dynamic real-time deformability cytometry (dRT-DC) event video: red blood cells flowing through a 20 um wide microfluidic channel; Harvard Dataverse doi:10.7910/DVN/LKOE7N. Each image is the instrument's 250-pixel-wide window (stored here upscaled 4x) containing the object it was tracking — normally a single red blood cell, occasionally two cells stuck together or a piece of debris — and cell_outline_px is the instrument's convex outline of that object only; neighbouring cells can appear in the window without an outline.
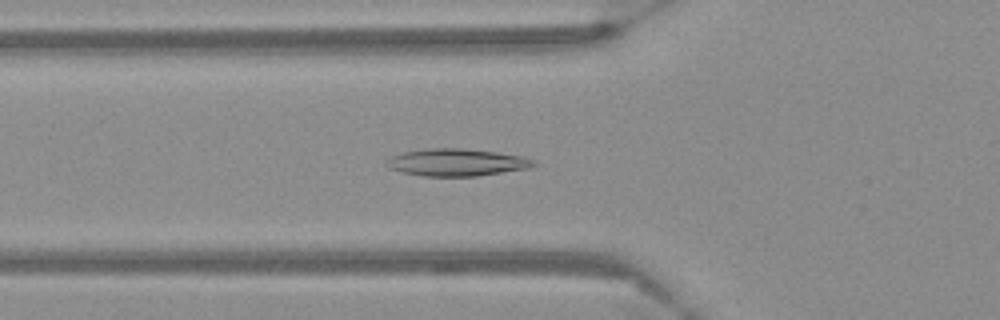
{"species": "Egyptian fruit bat (a non-hibernating species)", "species_latin": "Rousettus aegyptiacus", "temperature_condition": "warm", "stored_images_in_passage": 56, "camera_frame_rate_fps": 3000, "um_per_image_px": 0.085, "frame": {"image": 1, "passage_image": 20, "time_ms": 6.333, "image_size_px": [1000, 320], "cell_outline_px": [[536, 164], [528, 168], [476, 176], [424, 176], [400, 172], [388, 168], [384, 164], [392, 156], [404, 152], [428, 148], [464, 148], [496, 152], [524, 156], [536, 160]], "centroid_in_image_um": [38.81, 13.8], "position_along_channel_um": 87.0, "area_um2": 23.41}}
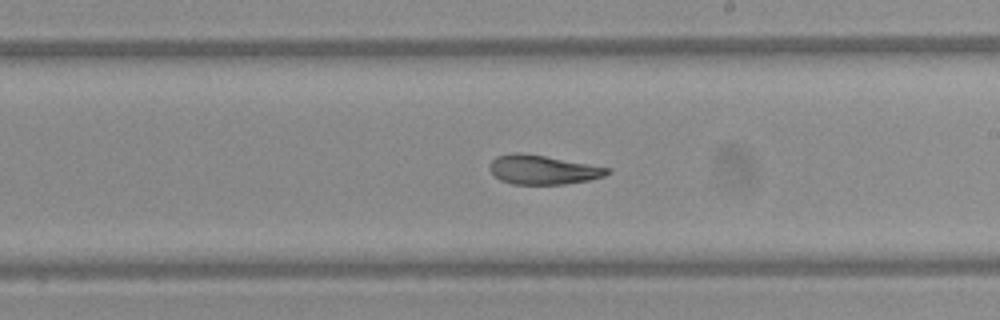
{"frame": {"image": 2, "passage_image": 33, "time_ms": 10.667, "image_size_px": [1000, 320], "cell_outline_px": [[612, 172], [604, 176], [588, 180], [564, 184], [512, 184], [500, 180], [492, 172], [492, 160], [496, 156], [516, 152], [520, 152], [544, 156], [608, 168]], "centroid_in_image_um": [46.14, 14.43], "position_along_channel_um": 242.9, "area_um2": 19.54}}
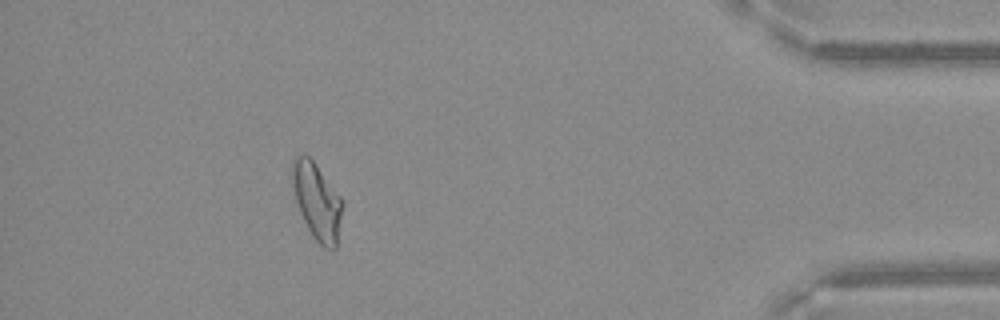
{"frame": {"image": 3, "passage_image": 51, "time_ms": 16.667, "image_size_px": [1000, 320], "cell_outline_px": [[344, 204], [336, 248], [324, 248], [312, 236], [300, 212], [296, 200], [292, 184], [292, 160], [296, 156], [308, 156], [316, 164], [344, 200]], "centroid_in_image_um": [26.97, 17.12], "position_along_channel_um": 408.2, "area_um2": 22.31}}